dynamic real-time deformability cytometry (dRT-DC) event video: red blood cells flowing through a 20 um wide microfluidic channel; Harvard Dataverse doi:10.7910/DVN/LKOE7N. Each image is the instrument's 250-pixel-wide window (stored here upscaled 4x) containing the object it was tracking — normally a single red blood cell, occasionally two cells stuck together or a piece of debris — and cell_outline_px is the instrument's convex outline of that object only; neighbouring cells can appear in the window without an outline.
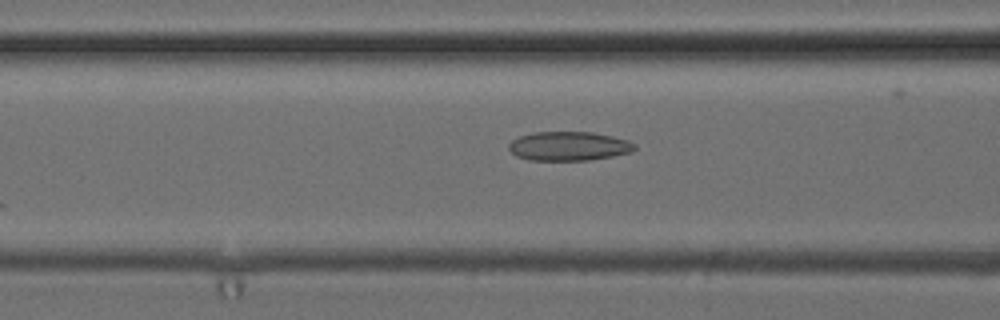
{"species": "common noctule bat (a hibernating species)", "species_latin": "Nyctalus noctula", "temperature_condition": "cold", "stored_images_in_passage": 52, "camera_frame_rate_fps": 3000, "um_per_image_px": 0.085, "animal": {"sex": "female", "body_mass_g": 24.6, "forearm_length_mm": 56.2}, "frame": {"image": 1, "passage_image": 21, "time_ms": 6.667, "image_size_px": [1000, 320], "cell_outline_px": [[636, 148], [632, 152], [612, 156], [588, 160], [528, 160], [516, 156], [508, 148], [508, 144], [512, 140], [520, 136], [532, 132], [592, 132], [612, 136], [628, 140], [636, 144]], "centroid_in_image_um": [48.35, 12.42], "position_along_channel_um": 118.3, "area_um2": 21.39}}
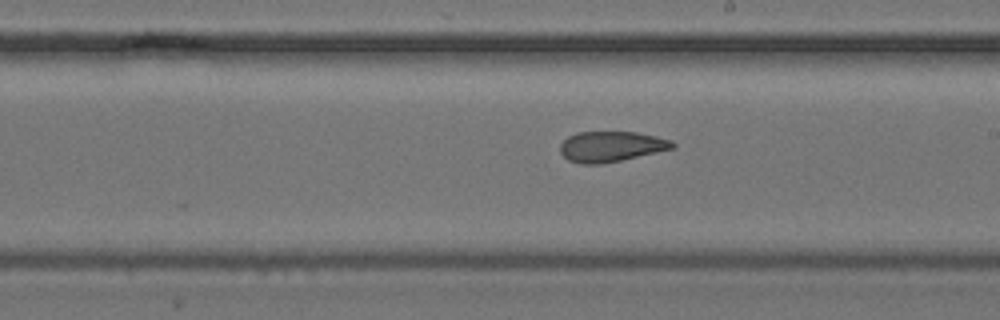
{"frame": {"image": 2, "passage_image": 30, "time_ms": 9.667, "image_size_px": [1000, 320], "cell_outline_px": [[676, 148], [620, 160], [600, 164], [580, 164], [568, 160], [560, 152], [560, 144], [568, 136], [576, 132], [636, 132], [656, 136], [672, 140], [676, 144]], "centroid_in_image_um": [51.95, 12.45], "position_along_channel_um": 237.1, "area_um2": 20.0}}
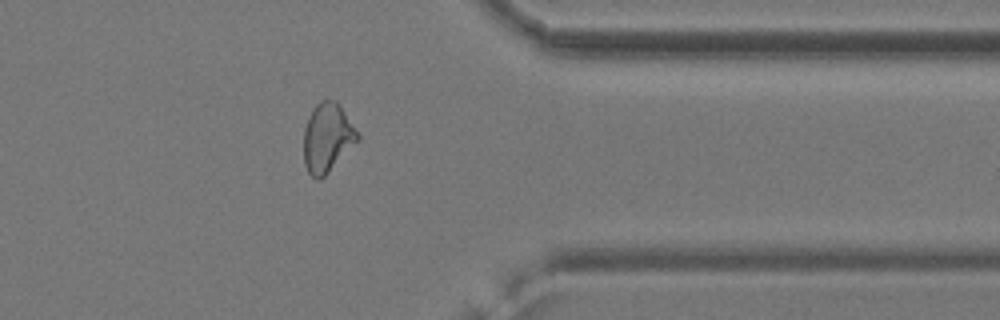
{"frame": {"image": 3, "passage_image": 42, "time_ms": 13.667, "image_size_px": [1000, 320], "cell_outline_px": [[360, 140], [320, 180], [316, 180], [308, 172], [304, 164], [304, 128], [312, 108], [320, 100], [336, 100], [360, 136]], "centroid_in_image_um": [27.81, 11.71], "position_along_channel_um": 383.6, "area_um2": 21.62}, "authors_computed_cell_mechanics": {"area_um2": 21.964, "velocity_mm_per_s": 3.9525, "shape_relaxation_time_tau1_ms": null, "shape_relaxation_time_tau2_ms": 2.2878, "deformation_change_tau1": null, "deformation_change_tau2": 0.0923}}